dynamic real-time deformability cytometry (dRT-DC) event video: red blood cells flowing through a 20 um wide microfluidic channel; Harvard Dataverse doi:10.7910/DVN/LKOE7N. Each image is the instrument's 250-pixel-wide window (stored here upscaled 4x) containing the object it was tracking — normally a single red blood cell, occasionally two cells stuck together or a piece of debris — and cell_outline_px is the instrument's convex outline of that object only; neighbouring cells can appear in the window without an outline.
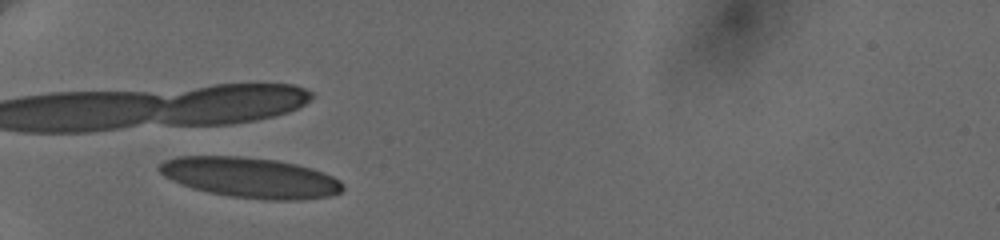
{"species": "human", "species_latin": "Homo sapiens", "temperature_condition": "cold", "stored_images_in_passage": 6, "camera_frame_rate_fps": 3000, "um_per_image_px": 0.085, "donor": {"sex": "female"}, "frame": {"image": 1, "passage_image": 4, "time_ms": 2.667, "image_size_px": [1000, 240], "cell_outline_px": [[344, 188], [340, 192], [332, 196], [304, 200], [264, 200], [228, 196], [208, 192], [192, 188], [180, 184], [164, 176], [156, 168], [164, 160], [176, 156], [240, 156], [280, 160], [312, 168], [324, 172], [340, 180], [344, 184]], "centroid_in_image_um": [21.3, 15.1], "position_along_channel_um": 63.7, "area_um2": 43.7}}